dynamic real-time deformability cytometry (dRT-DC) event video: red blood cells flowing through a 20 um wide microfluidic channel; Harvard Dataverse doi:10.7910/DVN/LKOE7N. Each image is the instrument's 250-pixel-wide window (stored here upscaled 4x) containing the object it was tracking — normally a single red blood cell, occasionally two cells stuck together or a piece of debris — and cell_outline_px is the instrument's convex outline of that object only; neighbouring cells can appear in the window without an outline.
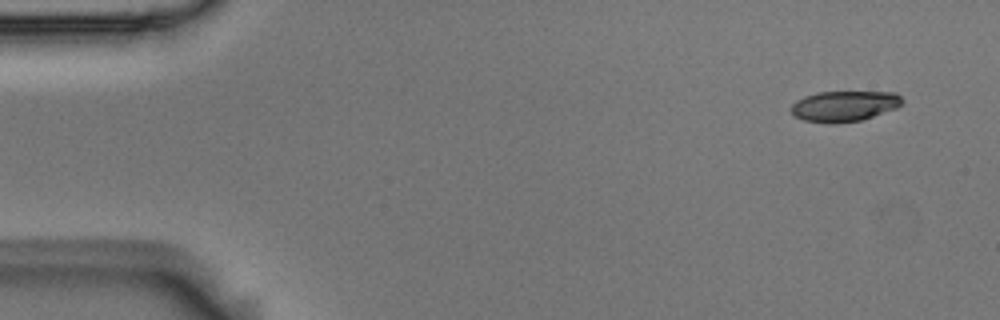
{"species": "Egyptian fruit bat (a non-hibernating species)", "species_latin": "Rousettus aegyptiacus", "temperature_condition": "room temperature", "stored_images_in_passage": 7, "camera_frame_rate_fps": 3000, "um_per_image_px": 0.085, "animal": {"sex": "male"}, "frame": {"image": 1, "passage_image": 1, "time_ms": 0.0, "image_size_px": [1000, 320], "cell_outline_px": [[904, 104], [896, 108], [860, 120], [836, 124], [828, 124], [804, 120], [796, 116], [792, 112], [792, 104], [796, 100], [804, 96], [816, 92], [896, 92], [904, 100]], "centroid_in_image_um": [71.78, 9.01], "position_along_channel_um": 13.2, "area_um2": 19.88}}
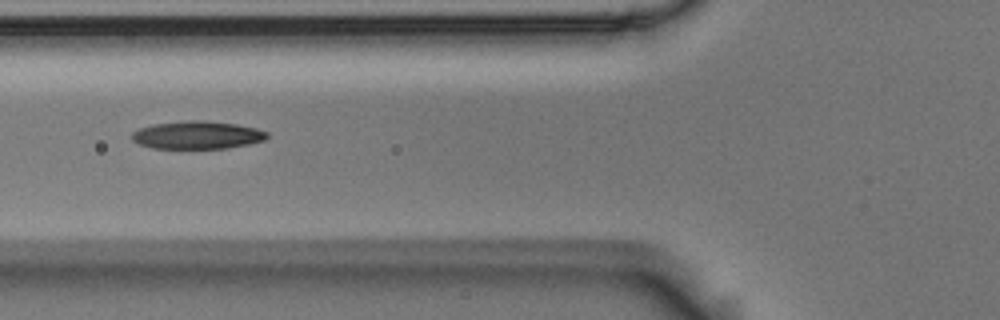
{"frame": {"image": 2, "passage_image": 5, "time_ms": 1.333, "image_size_px": [1000, 320], "cell_outline_px": [[268, 136], [264, 140], [248, 144], [228, 148], [152, 148], [140, 144], [132, 140], [132, 132], [140, 128], [152, 124], [188, 120], [204, 120], [236, 124], [256, 128], [268, 132]], "centroid_in_image_um": [16.76, 11.47], "position_along_channel_um": 109.0, "area_um2": 21.91}}
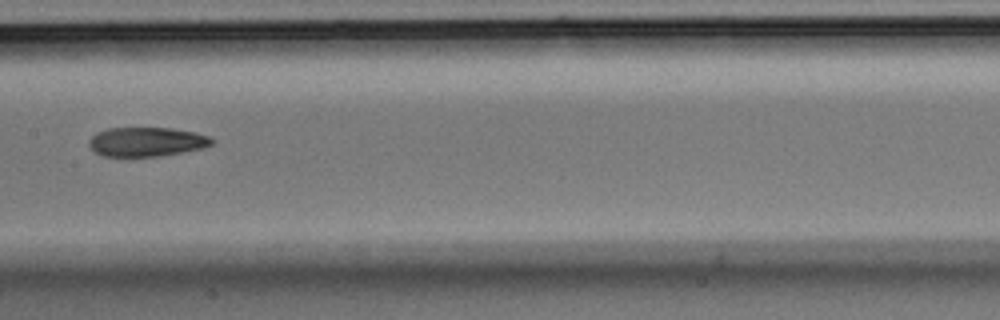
{"frame": {"image": 3, "passage_image": 7, "time_ms": 2.0, "image_size_px": [1000, 320], "cell_outline_px": [[216, 140], [212, 144], [204, 148], [160, 156], [104, 156], [96, 152], [88, 144], [88, 140], [96, 132], [108, 128], [172, 128], [196, 132], [212, 136]], "centroid_in_image_um": [12.51, 12.04], "position_along_channel_um": 194.9, "area_um2": 21.1}}